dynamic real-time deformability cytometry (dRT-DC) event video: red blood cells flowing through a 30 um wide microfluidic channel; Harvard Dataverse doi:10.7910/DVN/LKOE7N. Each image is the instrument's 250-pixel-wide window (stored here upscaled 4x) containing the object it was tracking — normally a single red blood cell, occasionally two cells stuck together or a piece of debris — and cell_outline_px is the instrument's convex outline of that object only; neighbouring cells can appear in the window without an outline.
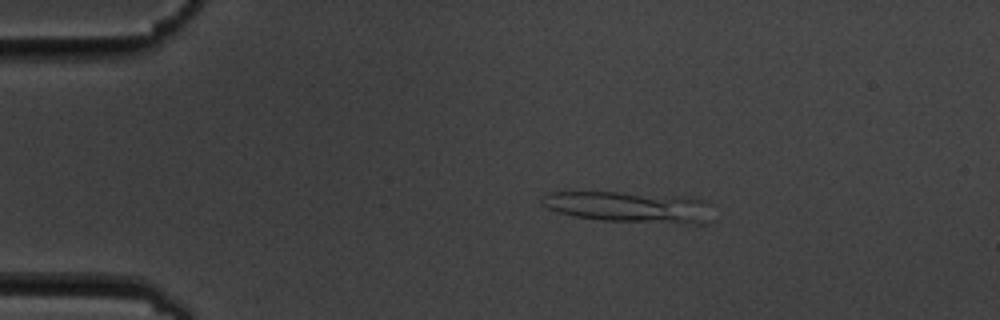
{"species": "common noctule bat (a hibernating species)", "species_latin": "Nyctalus noctula", "temperature_condition": "cold", "stored_images_in_passage": 5, "camera_frame_rate_fps": 3000, "um_per_image_px": 0.085, "animal": {"sex": "male", "body_mass_g": 19.5, "forearm_length_mm": 54.6}, "frame": {"image": 1, "passage_image": 3, "time_ms": 3.0, "image_size_px": [1000, 320], "cell_outline_px": [[712, 220], [704, 224], [692, 224], [600, 220], [572, 216], [556, 212], [540, 204], [540, 200], [544, 196], [552, 192], [616, 192], [704, 200], [712, 204]], "centroid_in_image_um": [53.5, 17.63], "position_along_channel_um": 31.5, "area_um2": 30.69}}